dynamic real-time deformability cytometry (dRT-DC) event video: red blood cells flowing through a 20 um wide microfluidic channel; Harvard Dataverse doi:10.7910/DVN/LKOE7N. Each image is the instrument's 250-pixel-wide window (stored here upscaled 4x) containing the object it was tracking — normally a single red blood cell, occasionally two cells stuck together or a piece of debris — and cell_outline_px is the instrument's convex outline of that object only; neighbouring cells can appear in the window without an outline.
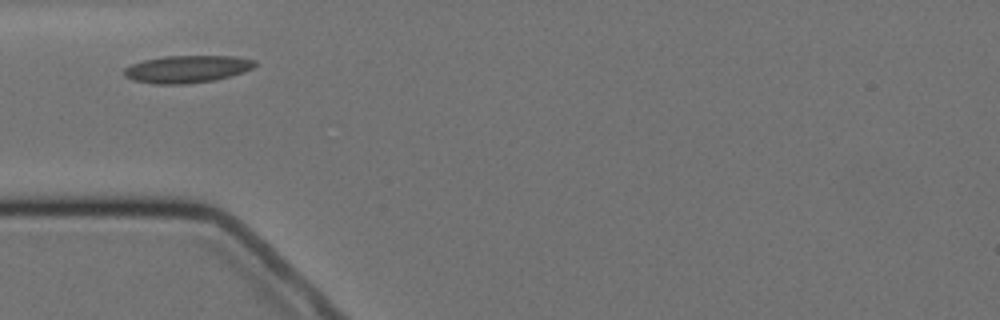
{"species": "Egyptian fruit bat (a non-hibernating species)", "species_latin": "Rousettus aegyptiacus", "temperature_condition": "cold", "stored_images_in_passage": 7, "camera_frame_rate_fps": 3000, "um_per_image_px": 0.085, "animal": {"sex": "female"}, "frame": {"image": 1, "passage_image": 1, "time_ms": 0.0, "image_size_px": [1000, 320], "cell_outline_px": [[256, 64], [252, 68], [244, 72], [212, 80], [184, 84], [156, 84], [132, 80], [124, 76], [124, 68], [132, 64], [144, 60], [164, 56], [236, 56], [256, 60]], "centroid_in_image_um": [15.89, 5.86], "position_along_channel_um": 69.1, "area_um2": 20.75}}
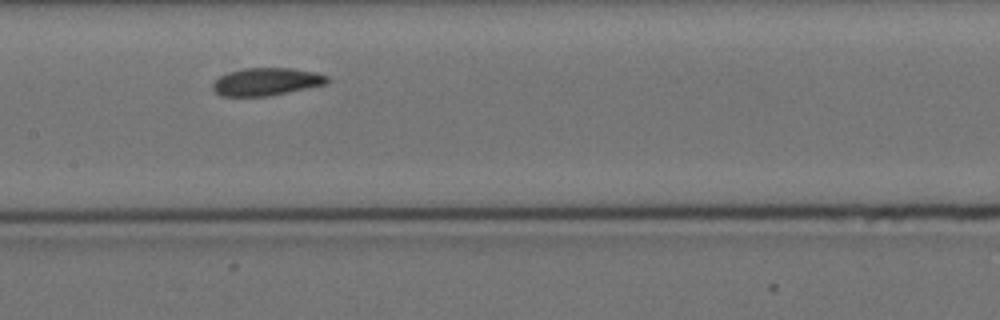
{"frame": {"image": 2, "passage_image": 4, "time_ms": 3.333, "image_size_px": [1000, 320], "cell_outline_px": [[328, 84], [268, 96], [220, 96], [212, 88], [212, 84], [220, 76], [228, 72], [244, 68], [292, 68], [316, 72], [328, 76]], "centroid_in_image_um": [22.65, 6.94], "position_along_channel_um": 184.7, "area_um2": 18.5}}
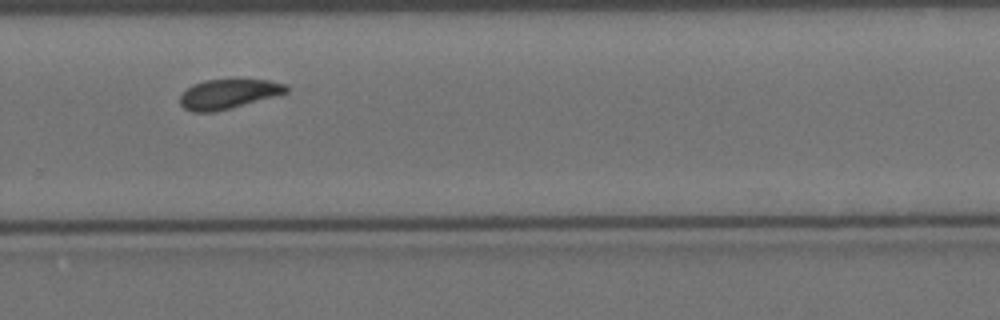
{"frame": {"image": 3, "passage_image": 7, "time_ms": 7.0, "image_size_px": [1000, 320], "cell_outline_px": [[288, 92], [276, 96], [212, 112], [192, 112], [184, 108], [180, 104], [180, 96], [192, 84], [204, 80], [268, 80], [288, 84]], "centroid_in_image_um": [19.41, 7.98], "position_along_channel_um": 310.4, "area_um2": 18.09}}